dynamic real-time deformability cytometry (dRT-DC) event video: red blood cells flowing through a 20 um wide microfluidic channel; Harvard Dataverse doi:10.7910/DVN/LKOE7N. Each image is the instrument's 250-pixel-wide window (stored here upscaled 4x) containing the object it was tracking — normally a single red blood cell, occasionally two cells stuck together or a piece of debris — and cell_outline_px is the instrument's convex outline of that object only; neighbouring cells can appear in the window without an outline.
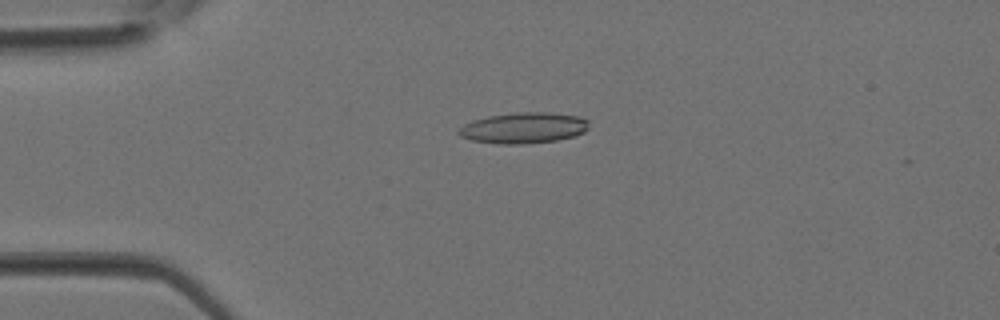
{"species": "Egyptian fruit bat (a non-hibernating species)", "species_latin": "Rousettus aegyptiacus", "temperature_condition": "room temperature", "stored_images_in_passage": 37, "camera_frame_rate_fps": 3000, "um_per_image_px": 0.085, "animal": {"sex": "female"}, "frame": {"image": 1, "passage_image": 9, "time_ms": 2.667, "image_size_px": [1000, 320], "cell_outline_px": [[588, 128], [584, 132], [576, 136], [556, 140], [524, 144], [500, 144], [472, 140], [460, 136], [456, 132], [464, 124], [472, 120], [488, 116], [516, 112], [552, 112], [580, 116], [588, 120]], "centroid_in_image_um": [44.52, 10.86], "position_along_channel_um": 40.5, "area_um2": 23.64}}
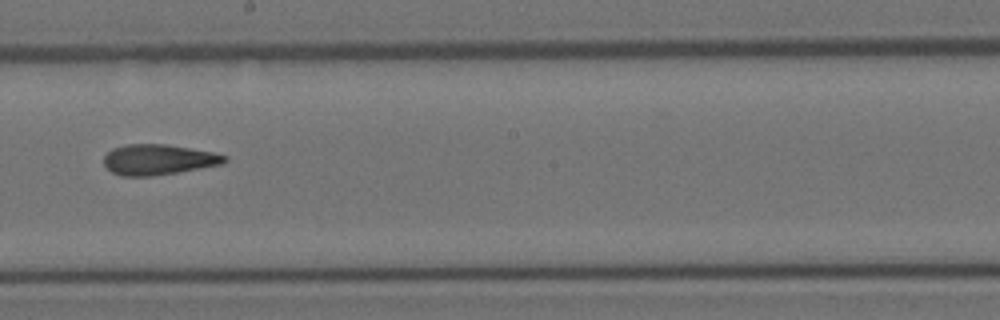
{"frame": {"image": 2, "passage_image": 21, "time_ms": 6.667, "image_size_px": [1000, 320], "cell_outline_px": [[228, 160], [220, 164], [176, 172], [152, 176], [120, 176], [112, 172], [104, 164], [104, 156], [112, 148], [128, 144], [164, 144], [212, 152], [228, 156]], "centroid_in_image_um": [13.42, 13.56], "position_along_channel_um": 234.8, "area_um2": 21.15}}
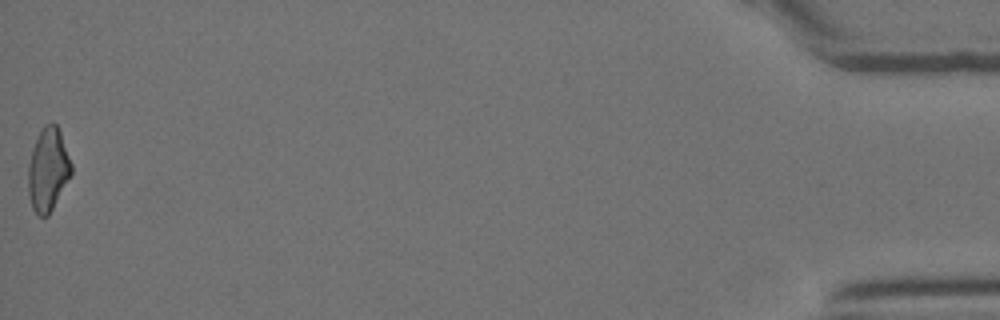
{"frame": {"image": 3, "passage_image": 37, "time_ms": 12.0, "image_size_px": [1000, 320], "cell_outline_px": [[72, 172], [48, 216], [36, 216], [32, 208], [28, 192], [28, 164], [32, 148], [44, 124], [52, 120], [56, 124], [60, 132], [72, 164]], "centroid_in_image_um": [4.06, 14.41], "position_along_channel_um": 431.1, "area_um2": 20.87}}